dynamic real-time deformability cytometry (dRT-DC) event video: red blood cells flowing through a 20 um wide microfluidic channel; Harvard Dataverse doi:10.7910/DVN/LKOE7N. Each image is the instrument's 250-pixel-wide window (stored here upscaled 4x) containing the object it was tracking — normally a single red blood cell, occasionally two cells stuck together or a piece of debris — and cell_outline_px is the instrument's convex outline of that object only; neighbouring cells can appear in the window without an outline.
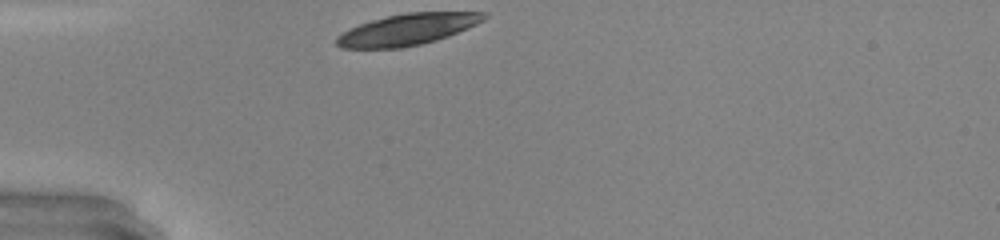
{"species": "common noctule bat (a hibernating species)", "species_latin": "Nyctalus noctula", "temperature_condition": "warm", "stored_images_in_passage": 26, "camera_frame_rate_fps": 3000, "um_per_image_px": 0.085, "animal": {"sex": "male", "body_mass_g": 20.0, "forearm_length_mm": 53.3}, "frame": {"image": 1, "passage_image": 1, "time_ms": 0.0, "image_size_px": [1000, 240], "cell_outline_px": [[488, 16], [484, 20], [468, 28], [448, 36], [436, 40], [420, 44], [400, 48], [340, 48], [336, 44], [336, 36], [348, 28], [372, 20], [388, 16], [408, 12], [488, 12]], "centroid_in_image_um": [34.63, 2.5], "position_along_channel_um": 50.4, "area_um2": 26.88}}